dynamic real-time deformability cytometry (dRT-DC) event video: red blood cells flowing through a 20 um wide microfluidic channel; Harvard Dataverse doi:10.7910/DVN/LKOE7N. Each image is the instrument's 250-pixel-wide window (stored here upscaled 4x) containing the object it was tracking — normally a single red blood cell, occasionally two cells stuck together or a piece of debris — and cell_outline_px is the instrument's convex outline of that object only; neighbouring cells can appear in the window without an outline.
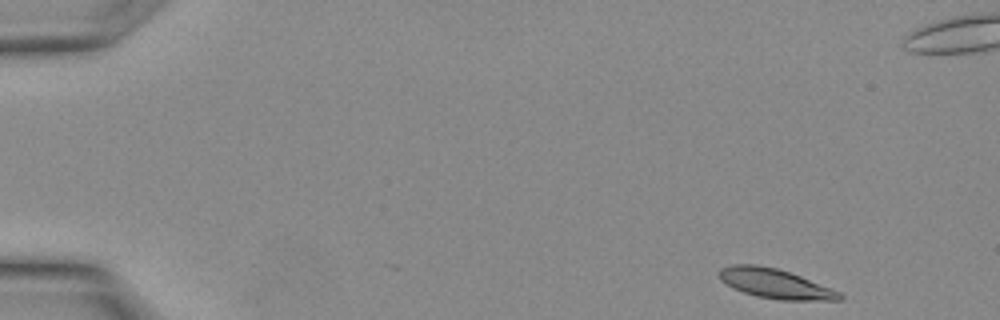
{"species": "Egyptian fruit bat (a non-hibernating species)", "species_latin": "Rousettus aegyptiacus", "temperature_condition": "warm", "stored_images_in_passage": 19, "camera_frame_rate_fps": 3000, "um_per_image_px": 0.085, "animal": {"sex": "female"}, "frame": {"image": 1, "passage_image": 1, "time_ms": 0.0, "image_size_px": [1000, 320], "cell_outline_px": [[844, 296], [840, 300], [780, 300], [756, 296], [744, 292], [720, 280], [720, 268], [732, 264], [756, 264], [776, 268], [800, 276], [832, 288], [840, 292]], "centroid_in_image_um": [65.91, 24.11], "position_along_channel_um": 19.1, "area_um2": 20.52}}
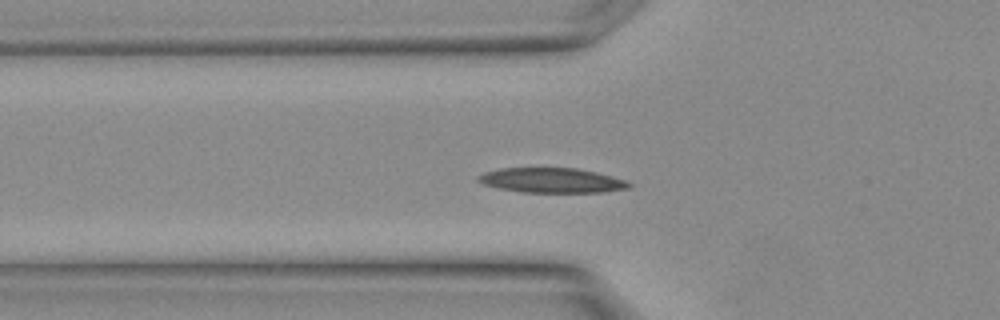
{"frame": {"image": 2, "passage_image": 9, "time_ms": 2.667, "image_size_px": [1000, 320], "cell_outline_px": [[632, 184], [628, 188], [604, 192], [520, 192], [500, 188], [484, 184], [476, 180], [476, 176], [484, 172], [500, 168], [576, 168], [596, 172], [624, 180]], "centroid_in_image_um": [46.86, 15.33], "position_along_channel_um": 78.9, "area_um2": 21.68}}
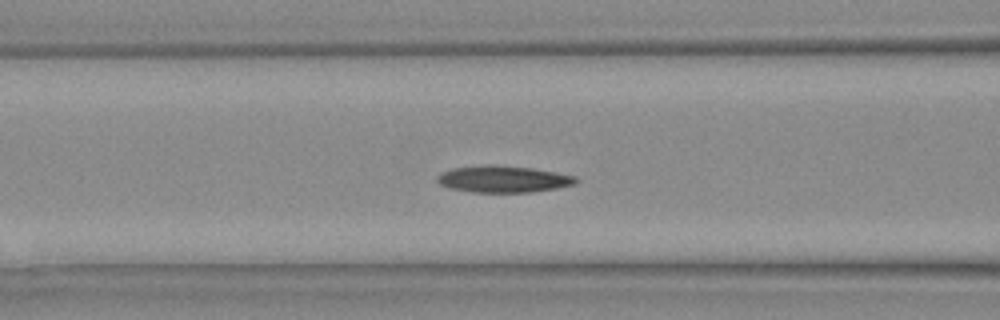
{"frame": {"image": 3, "passage_image": 11, "time_ms": 3.333, "image_size_px": [1000, 320], "cell_outline_px": [[580, 180], [576, 184], [556, 188], [528, 192], [472, 192], [452, 188], [440, 184], [436, 180], [436, 176], [440, 172], [452, 168], [484, 164], [496, 164], [532, 168], [556, 172], [576, 176]], "centroid_in_image_um": [42.77, 15.2], "position_along_channel_um": 123.8, "area_um2": 21.79}}